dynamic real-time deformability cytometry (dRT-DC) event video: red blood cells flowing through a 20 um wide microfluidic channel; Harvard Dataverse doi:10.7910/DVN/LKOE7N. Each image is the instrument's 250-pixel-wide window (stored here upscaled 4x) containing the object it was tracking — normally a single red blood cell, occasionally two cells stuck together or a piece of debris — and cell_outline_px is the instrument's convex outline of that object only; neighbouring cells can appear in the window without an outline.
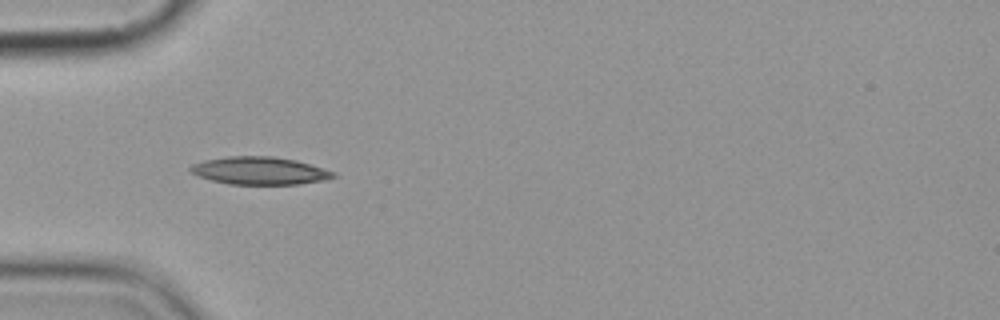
{"species": "common noctule bat (a hibernating species)", "species_latin": "Nyctalus noctula", "temperature_condition": "cold", "stored_images_in_passage": 5, "camera_frame_rate_fps": 3000, "um_per_image_px": 0.085, "animal": {"sex": "female", "body_mass_g": 19.9}, "frame": {"image": 1, "passage_image": 4, "time_ms": 3.667, "image_size_px": [1000, 320], "cell_outline_px": [[336, 176], [324, 180], [300, 184], [228, 184], [196, 176], [188, 168], [192, 164], [204, 160], [228, 156], [272, 156], [296, 160], [336, 172]], "centroid_in_image_um": [22.05, 14.51], "position_along_channel_um": 62.9, "area_um2": 23.06}}
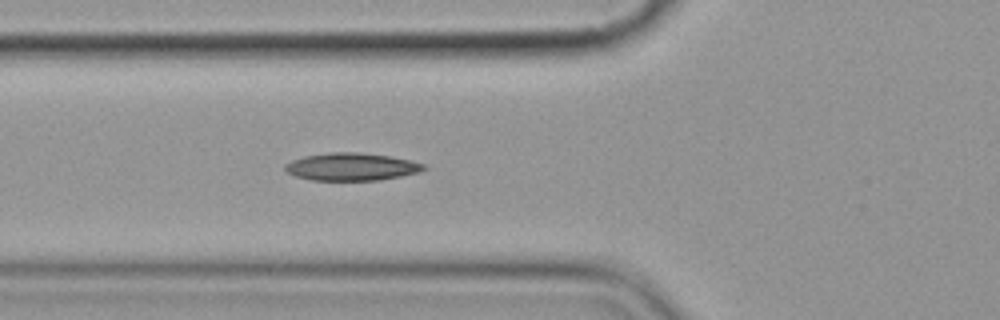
{"frame": {"image": 2, "passage_image": 5, "time_ms": 4.667, "image_size_px": [1000, 320], "cell_outline_px": [[428, 168], [420, 172], [380, 180], [312, 180], [296, 176], [288, 172], [284, 168], [284, 164], [292, 160], [304, 156], [332, 152], [356, 152], [392, 156], [424, 164]], "centroid_in_image_um": [29.89, 14.17], "position_along_channel_um": 95.9, "area_um2": 22.25}}